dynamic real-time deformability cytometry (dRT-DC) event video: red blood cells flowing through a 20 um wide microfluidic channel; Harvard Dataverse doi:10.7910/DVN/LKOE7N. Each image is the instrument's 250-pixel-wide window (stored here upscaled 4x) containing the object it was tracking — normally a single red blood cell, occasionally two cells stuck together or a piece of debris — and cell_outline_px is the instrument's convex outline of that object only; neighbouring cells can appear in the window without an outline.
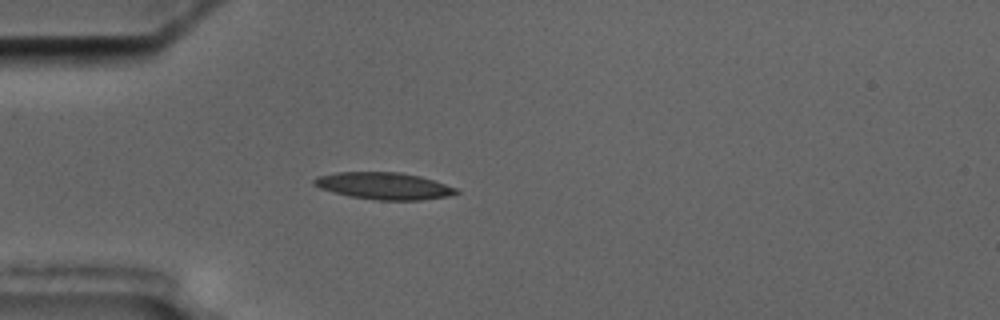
{"species": "common noctule bat (a hibernating species)", "species_latin": "Nyctalus noctula", "temperature_condition": "cold", "stored_images_in_passage": 4, "camera_frame_rate_fps": 3000, "um_per_image_px": 0.085, "animal": {"sex": "male", "body_mass_g": 17.5, "forearm_length_mm": 52.3}, "frame": {"image": 1, "passage_image": 3, "time_ms": 2.333, "image_size_px": [1000, 320], "cell_outline_px": [[460, 192], [448, 196], [420, 200], [376, 200], [348, 196], [332, 192], [320, 188], [312, 184], [312, 180], [316, 176], [336, 172], [400, 172], [420, 176], [456, 188]], "centroid_in_image_um": [32.57, 15.8], "position_along_channel_um": 52.4, "area_um2": 22.37}}